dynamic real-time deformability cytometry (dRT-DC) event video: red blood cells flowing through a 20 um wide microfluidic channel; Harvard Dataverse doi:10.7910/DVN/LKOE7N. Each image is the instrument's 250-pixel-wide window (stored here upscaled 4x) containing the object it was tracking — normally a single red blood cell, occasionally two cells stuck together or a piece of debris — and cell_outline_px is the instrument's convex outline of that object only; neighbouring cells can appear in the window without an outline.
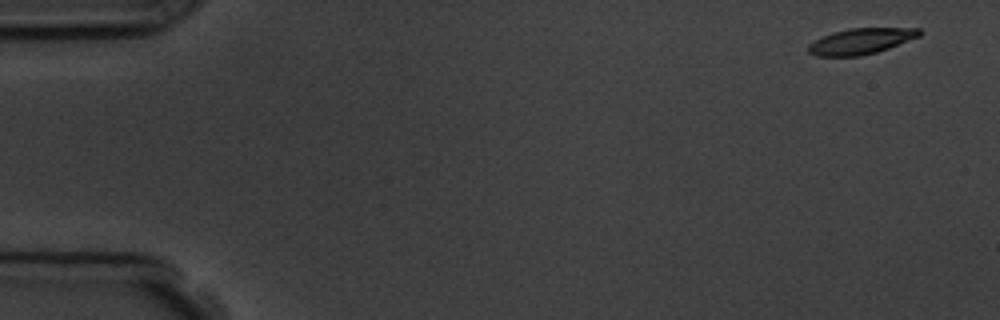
{"species": "common noctule bat (a hibernating species)", "species_latin": "Nyctalus noctula", "temperature_condition": "room temperature", "stored_images_in_passage": 5, "camera_frame_rate_fps": 3000, "um_per_image_px": 0.085, "animal": {"sex": "male", "body_mass_g": 19.5, "forearm_length_mm": 54.6}, "frame": {"image": 1, "passage_image": 1, "time_ms": 0.0, "image_size_px": [1000, 320], "cell_outline_px": [[924, 32], [920, 36], [888, 48], [876, 52], [860, 56], [816, 56], [808, 52], [808, 44], [832, 32], [852, 28], [920, 28]], "centroid_in_image_um": [73.2, 3.5], "position_along_channel_um": 11.8, "area_um2": 16.65}}
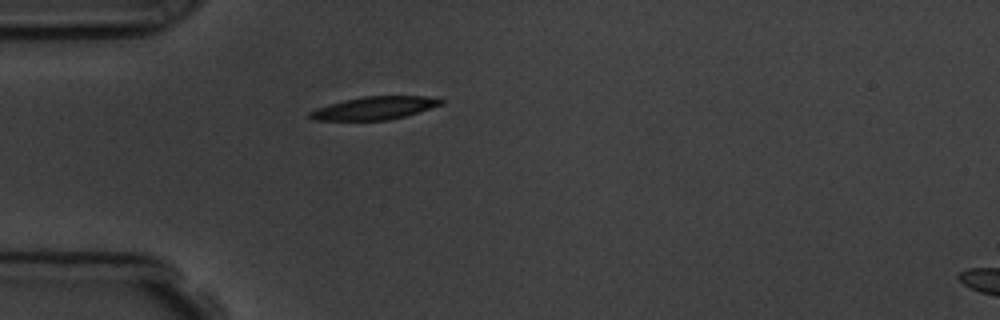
{"frame": {"image": 2, "passage_image": 5, "time_ms": 4.333, "image_size_px": [1000, 320], "cell_outline_px": [[444, 104], [404, 116], [388, 120], [312, 120], [308, 116], [308, 112], [316, 108], [344, 100], [364, 96], [440, 96], [444, 100]], "centroid_in_image_um": [31.87, 9.17], "position_along_channel_um": 53.1, "area_um2": 17.63}}